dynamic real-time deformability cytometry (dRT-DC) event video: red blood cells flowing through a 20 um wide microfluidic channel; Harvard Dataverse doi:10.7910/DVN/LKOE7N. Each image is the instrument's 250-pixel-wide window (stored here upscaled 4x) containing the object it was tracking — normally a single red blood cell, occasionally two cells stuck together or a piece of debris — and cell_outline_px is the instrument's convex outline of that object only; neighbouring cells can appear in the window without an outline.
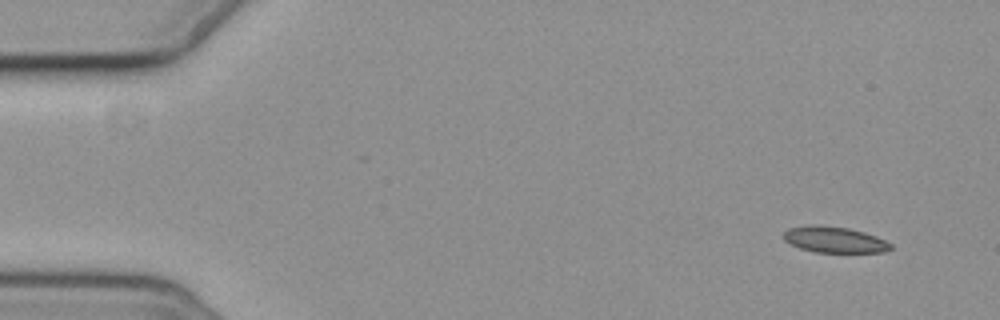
{"species": "common noctule bat (a hibernating species)", "species_latin": "Nyctalus noctula", "temperature_condition": "cold", "stored_images_in_passage": 5, "camera_frame_rate_fps": 3000, "um_per_image_px": 0.085, "animal": {"sex": "female", "body_mass_g": 19.3, "forearm_length_mm": 54.1}, "frame": {"image": 1, "passage_image": 1, "time_ms": 0.0, "image_size_px": [1000, 320], "cell_outline_px": [[892, 248], [884, 252], [816, 252], [800, 248], [784, 240], [784, 232], [788, 228], [808, 224], [816, 224], [848, 228], [864, 232], [876, 236], [892, 244]], "centroid_in_image_um": [70.91, 20.36], "position_along_channel_um": 14.1, "area_um2": 16.24}}